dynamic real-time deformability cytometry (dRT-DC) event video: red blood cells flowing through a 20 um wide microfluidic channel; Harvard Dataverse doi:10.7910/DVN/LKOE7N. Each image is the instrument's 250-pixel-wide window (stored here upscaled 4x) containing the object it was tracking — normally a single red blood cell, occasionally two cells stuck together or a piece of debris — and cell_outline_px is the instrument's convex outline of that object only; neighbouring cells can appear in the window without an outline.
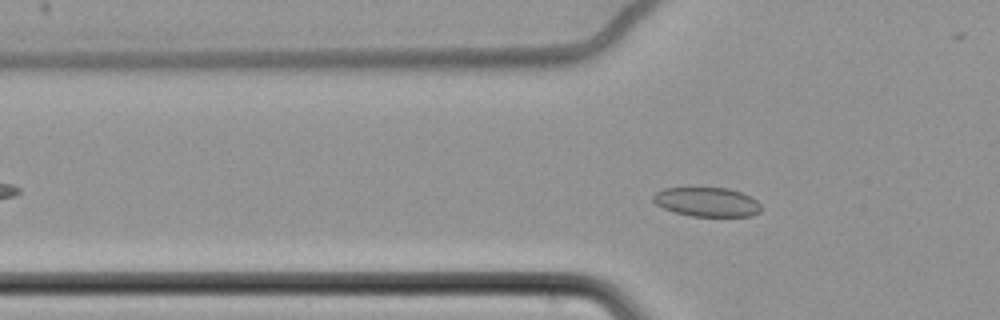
{"species": "common noctule bat (a hibernating species)", "species_latin": "Nyctalus noctula", "temperature_condition": "cold", "stored_images_in_passage": 57, "camera_frame_rate_fps": 3000, "um_per_image_px": 0.085, "animal": {"sex": "female", "body_mass_g": 22.7, "forearm_length_mm": 54.2}, "frame": {"image": 1, "passage_image": 15, "time_ms": 4.667, "image_size_px": [1000, 320], "cell_outline_px": [[760, 212], [752, 216], [688, 216], [664, 208], [656, 204], [652, 200], [652, 196], [656, 192], [664, 188], [728, 188], [752, 196], [760, 204]], "centroid_in_image_um": [60.1, 17.17], "position_along_channel_um": 65.7, "area_um2": 18.38}}
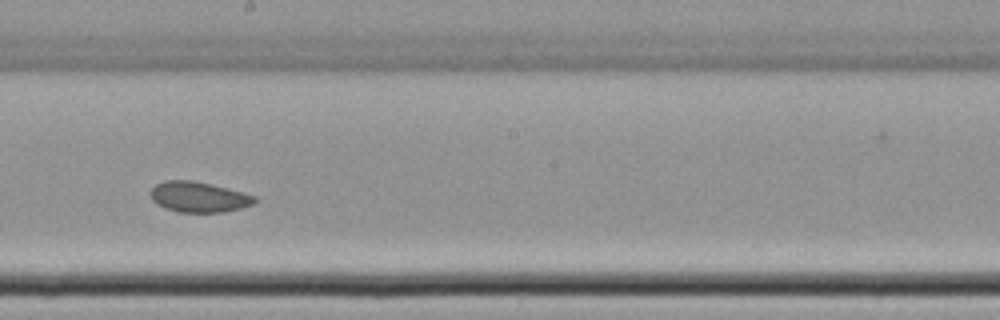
{"frame": {"image": 2, "passage_image": 30, "time_ms": 9.667, "image_size_px": [1000, 320], "cell_outline_px": [[260, 200], [252, 204], [240, 208], [224, 212], [176, 212], [164, 208], [156, 204], [152, 200], [152, 188], [156, 184], [164, 180], [192, 180], [212, 184], [256, 196]], "centroid_in_image_um": [16.89, 16.74], "position_along_channel_um": 231.3, "area_um2": 18.55}}
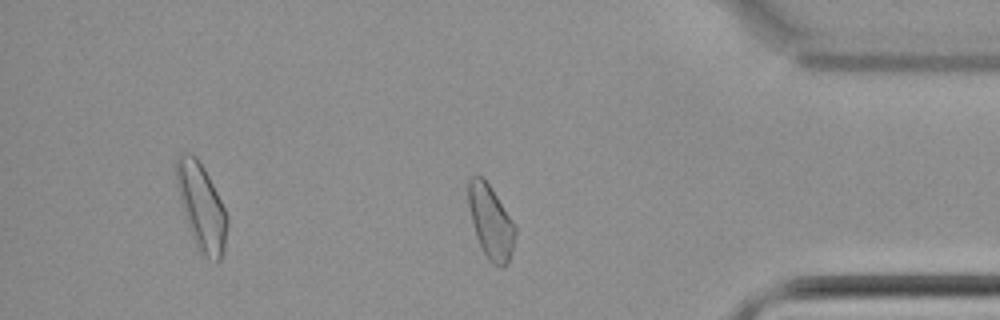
{"frame": {"image": 3, "passage_image": 46, "time_ms": 15.0, "image_size_px": [1000, 320], "cell_outline_px": [[516, 232], [512, 252], [508, 264], [500, 268], [488, 260], [476, 236], [468, 204], [468, 180], [472, 176], [480, 176], [488, 184], [516, 224]], "centroid_in_image_um": [41.73, 18.89], "position_along_channel_um": 393.5, "area_um2": 19.94}, "authors_computed_cell_mechanics": {"area_um2": 19.5942, "velocity_mm_per_s": 3.4199, "shape_relaxation_time_tau1_ms": 8.5462, "shape_relaxation_time_tau2_ms": 1.8292, "deformation_change_tau1": 0.0497, "deformation_change_tau2": 0.0495}}